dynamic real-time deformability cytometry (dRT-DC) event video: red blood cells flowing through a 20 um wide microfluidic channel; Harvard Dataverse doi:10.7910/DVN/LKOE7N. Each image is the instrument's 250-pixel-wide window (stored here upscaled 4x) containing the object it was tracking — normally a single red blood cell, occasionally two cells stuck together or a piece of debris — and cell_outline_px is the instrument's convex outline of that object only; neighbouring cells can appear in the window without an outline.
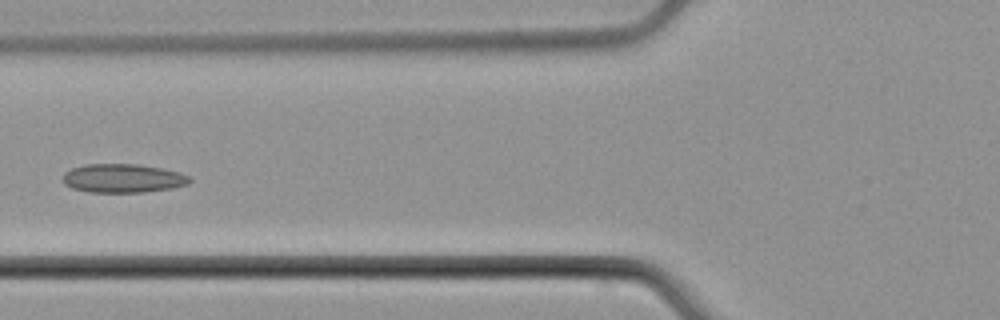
{"species": "common noctule bat (a hibernating species)", "species_latin": "Nyctalus noctula", "temperature_condition": "cold", "stored_images_in_passage": 7, "camera_frame_rate_fps": 3000, "um_per_image_px": 0.085, "animal": {"sex": "male", "body_mass_g": 21.5, "forearm_length_mm": 52.0}, "frame": {"image": 1, "passage_image": 7, "time_ms": 7.333, "image_size_px": [1000, 320], "cell_outline_px": [[192, 180], [188, 184], [172, 188], [144, 192], [88, 192], [72, 188], [64, 184], [60, 180], [64, 172], [72, 168], [84, 164], [140, 164], [180, 172], [188, 176]], "centroid_in_image_um": [10.41, 15.15], "position_along_channel_um": 115.4, "area_um2": 21.44}}